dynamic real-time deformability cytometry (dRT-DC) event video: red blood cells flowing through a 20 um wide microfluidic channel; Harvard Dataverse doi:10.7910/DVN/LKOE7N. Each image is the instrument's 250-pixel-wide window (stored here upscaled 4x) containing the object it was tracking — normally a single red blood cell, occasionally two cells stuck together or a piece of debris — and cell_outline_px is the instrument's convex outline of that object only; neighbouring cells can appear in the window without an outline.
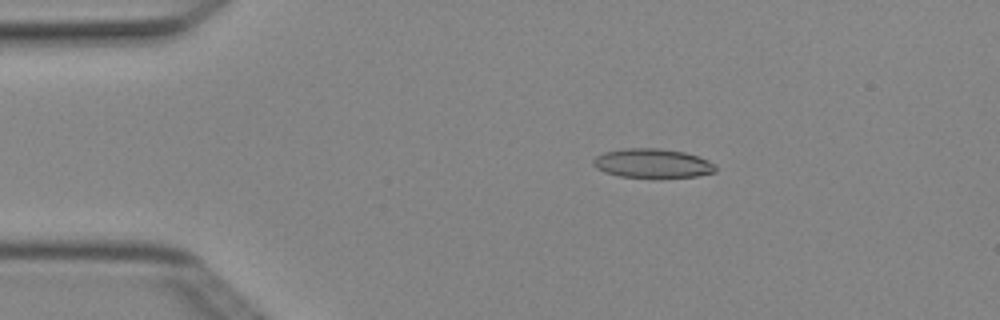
{"species": "Egyptian fruit bat (a non-hibernating species)", "species_latin": "Rousettus aegyptiacus", "temperature_condition": "cold", "stored_images_in_passage": 6, "camera_frame_rate_fps": 3000, "um_per_image_px": 0.085, "animal": {"sex": "female"}, "frame": {"image": 1, "passage_image": 3, "time_ms": 0.667, "image_size_px": [1000, 320], "cell_outline_px": [[716, 172], [696, 176], [620, 176], [604, 172], [596, 168], [592, 164], [592, 160], [596, 156], [604, 152], [624, 148], [660, 148], [684, 152], [700, 156], [716, 164]], "centroid_in_image_um": [55.46, 13.85], "position_along_channel_um": 29.5, "area_um2": 20.58}}
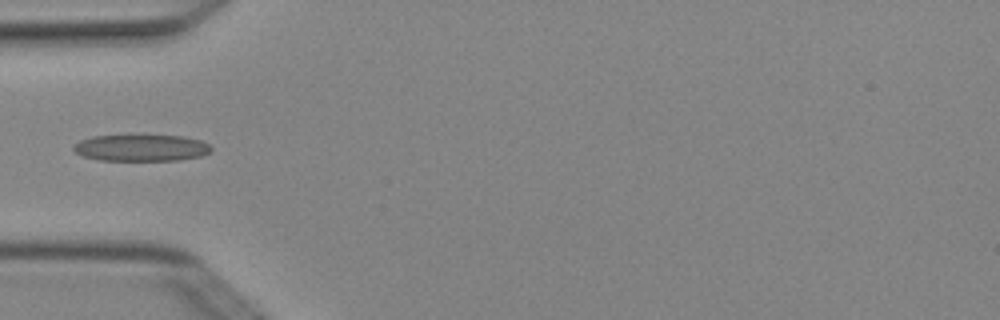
{"frame": {"image": 2, "passage_image": 5, "time_ms": 1.333, "image_size_px": [1000, 320], "cell_outline_px": [[212, 148], [208, 152], [200, 156], [180, 160], [100, 160], [80, 156], [72, 148], [80, 140], [92, 136], [184, 136], [200, 140], [208, 144]], "centroid_in_image_um": [11.98, 12.57], "position_along_channel_um": 73.0, "area_um2": 21.1}}
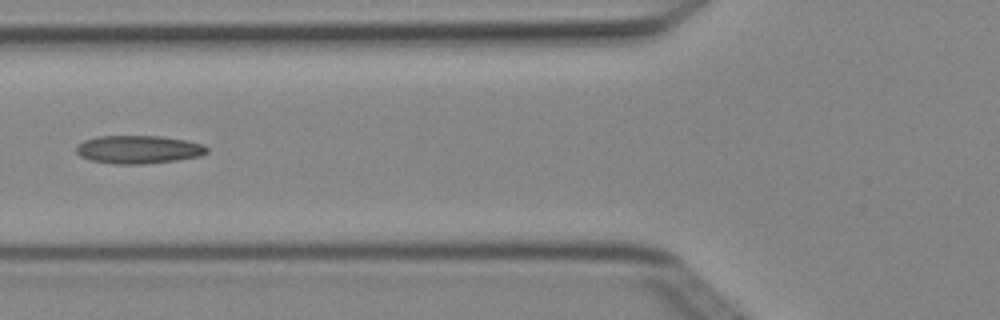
{"frame": {"image": 3, "passage_image": 6, "time_ms": 1.667, "image_size_px": [1000, 320], "cell_outline_px": [[208, 152], [200, 156], [176, 160], [144, 164], [116, 164], [88, 160], [80, 156], [76, 152], [76, 144], [84, 140], [96, 136], [160, 136], [184, 140], [204, 144], [208, 148]], "centroid_in_image_um": [11.74, 12.7], "position_along_channel_um": 114.1, "area_um2": 21.56}}